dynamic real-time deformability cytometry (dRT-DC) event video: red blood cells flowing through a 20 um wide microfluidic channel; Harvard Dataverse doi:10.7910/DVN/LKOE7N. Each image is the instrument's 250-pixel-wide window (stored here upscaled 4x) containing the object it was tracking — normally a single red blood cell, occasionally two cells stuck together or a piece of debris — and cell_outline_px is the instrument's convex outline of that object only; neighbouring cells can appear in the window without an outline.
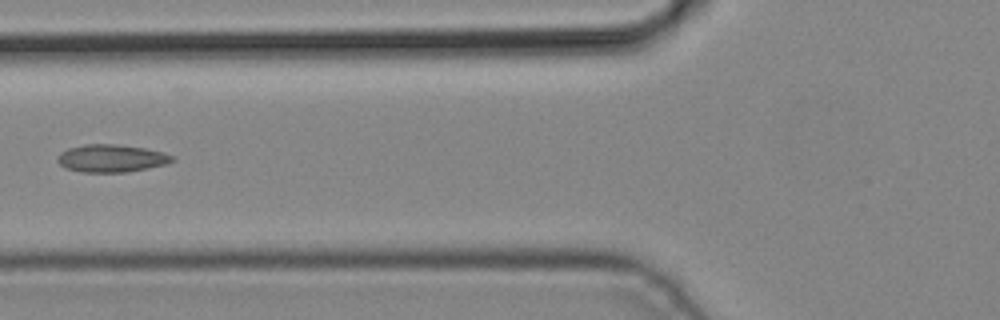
{"species": "common noctule bat (a hibernating species)", "species_latin": "Nyctalus noctula", "temperature_condition": "cold", "stored_images_in_passage": 5, "camera_frame_rate_fps": 3000, "um_per_image_px": 0.085, "animal": {"sex": "male", "body_mass_g": 19.2, "forearm_length_mm": 51.8}, "frame": {"image": 1, "passage_image": 5, "time_ms": 1.333, "image_size_px": [1000, 320], "cell_outline_px": [[176, 160], [164, 164], [148, 168], [124, 172], [84, 172], [64, 168], [56, 160], [60, 152], [68, 148], [84, 144], [116, 144], [144, 148], [164, 152], [176, 156]], "centroid_in_image_um": [9.47, 13.45], "position_along_channel_um": 116.3, "area_um2": 18.55}}